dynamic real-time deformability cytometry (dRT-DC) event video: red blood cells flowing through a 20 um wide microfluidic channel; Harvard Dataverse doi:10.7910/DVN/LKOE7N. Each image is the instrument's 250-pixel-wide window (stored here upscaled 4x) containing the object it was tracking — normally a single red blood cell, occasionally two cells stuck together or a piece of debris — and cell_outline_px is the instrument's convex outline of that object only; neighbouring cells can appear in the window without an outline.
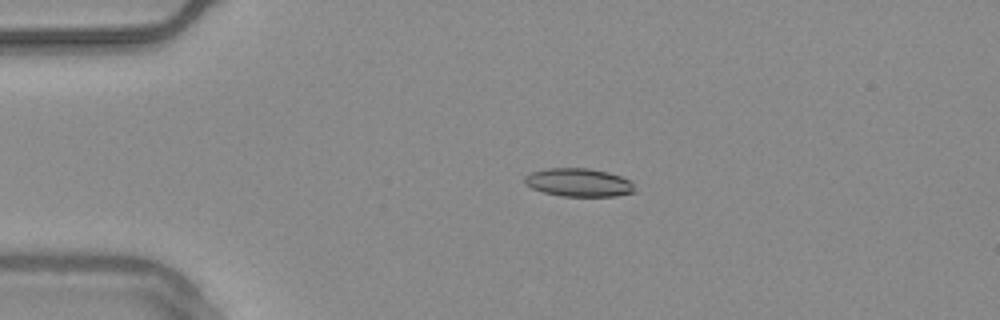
{"species": "common noctule bat (a hibernating species)", "species_latin": "Nyctalus noctula", "temperature_condition": "warm", "stored_images_in_passage": 54, "camera_frame_rate_fps": 3000, "um_per_image_px": 0.085, "animal": {"sex": "male", "body_mass_g": 20.4}, "frame": {"image": 1, "passage_image": 12, "time_ms": 3.667, "image_size_px": [1000, 320], "cell_outline_px": [[636, 192], [616, 196], [560, 196], [544, 192], [532, 188], [524, 184], [524, 176], [532, 172], [548, 168], [588, 168], [608, 172], [632, 180]], "centroid_in_image_um": [49.21, 15.51], "position_along_channel_um": 35.8, "area_um2": 18.26}}
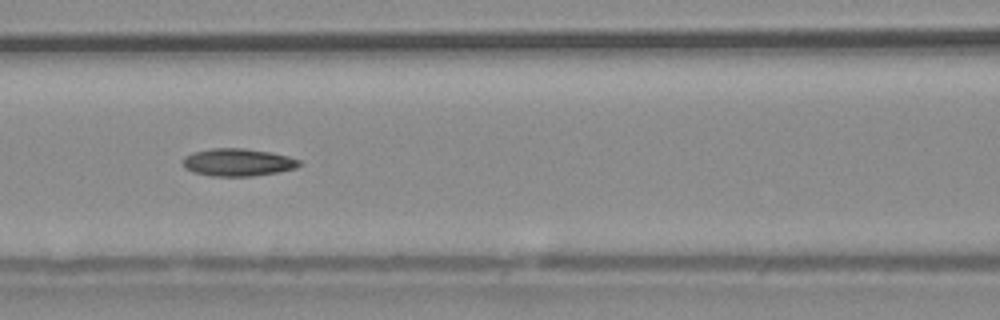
{"frame": {"image": 2, "passage_image": 24, "time_ms": 7.667, "image_size_px": [1000, 320], "cell_outline_px": [[304, 164], [296, 168], [280, 172], [252, 176], [212, 176], [192, 172], [184, 164], [184, 156], [192, 152], [212, 148], [244, 148], [268, 152], [288, 156], [300, 160]], "centroid_in_image_um": [20.26, 13.8], "position_along_channel_um": 146.3, "area_um2": 18.73}}
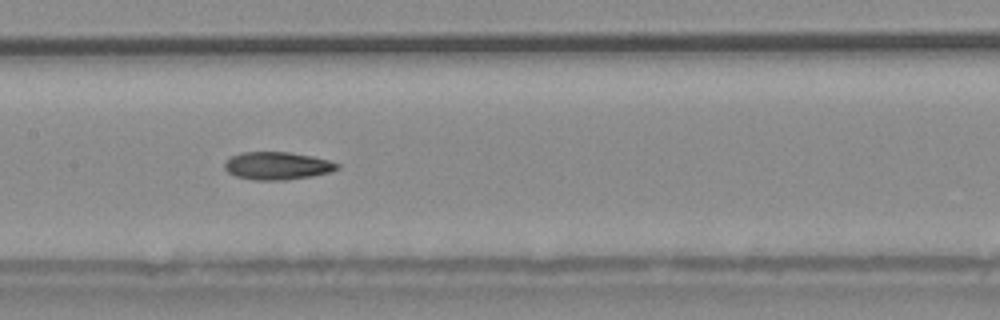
{"frame": {"image": 3, "passage_image": 27, "time_ms": 8.667, "image_size_px": [1000, 320], "cell_outline_px": [[340, 168], [332, 172], [312, 176], [284, 180], [256, 180], [236, 176], [228, 172], [224, 168], [224, 164], [232, 156], [240, 152], [288, 152], [312, 156], [328, 160], [340, 164]], "centroid_in_image_um": [23.6, 14.09], "position_along_channel_um": 183.8, "area_um2": 18.21}, "authors_computed_cell_mechanics": {"area_um2": 18.207, "velocity_mm_per_s": 3.7496, "shape_relaxation_time_tau1_ms": 6.5446, "shape_relaxation_time_tau2_ms": 5.0529, "deformation_change_tau1": 0.1672, "deformation_change_tau2": 0.1464}}